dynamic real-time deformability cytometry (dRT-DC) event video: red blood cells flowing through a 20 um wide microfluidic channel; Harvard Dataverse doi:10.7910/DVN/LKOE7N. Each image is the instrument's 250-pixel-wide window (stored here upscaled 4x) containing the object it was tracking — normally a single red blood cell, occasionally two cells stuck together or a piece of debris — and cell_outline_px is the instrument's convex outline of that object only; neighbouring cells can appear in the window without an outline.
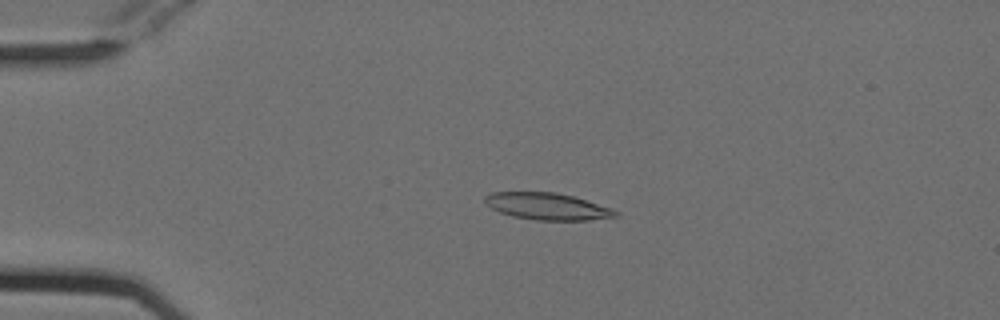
{"species": "Egyptian fruit bat (a non-hibernating species)", "species_latin": "Rousettus aegyptiacus", "temperature_condition": "cold", "stored_images_in_passage": 53, "camera_frame_rate_fps": 3000, "um_per_image_px": 0.085, "animal": {"sex": "female"}, "frame": {"image": 1, "passage_image": 12, "time_ms": 3.667, "image_size_px": [1000, 320], "cell_outline_px": [[620, 216], [588, 220], [536, 220], [512, 216], [500, 212], [484, 204], [484, 196], [492, 192], [556, 192], [572, 196], [612, 208], [620, 212]], "centroid_in_image_um": [46.52, 17.54], "position_along_channel_um": 38.5, "area_um2": 20.52}}
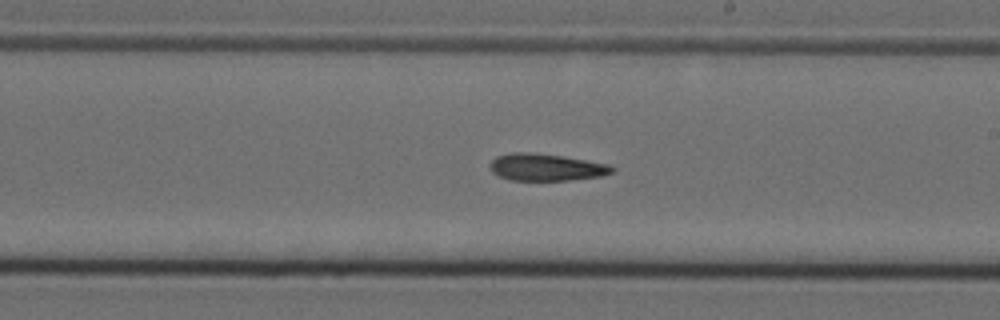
{"frame": {"image": 2, "passage_image": 31, "time_ms": 10.0, "image_size_px": [1000, 320], "cell_outline_px": [[616, 168], [612, 172], [600, 176], [568, 180], [508, 180], [492, 172], [492, 160], [496, 156], [512, 152], [532, 152], [560, 156], [608, 164]], "centroid_in_image_um": [46.41, 14.21], "position_along_channel_um": 242.6, "area_um2": 18.96}}
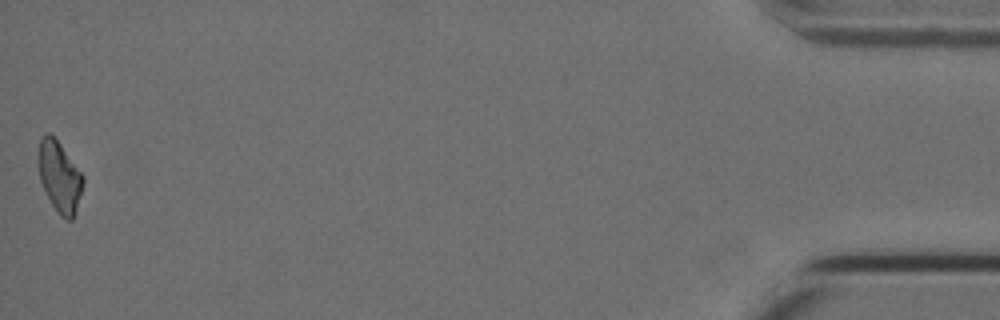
{"frame": {"image": 3, "passage_image": 53, "time_ms": 17.333, "image_size_px": [1000, 320], "cell_outline_px": [[84, 184], [76, 212], [72, 220], [68, 220], [60, 216], [52, 204], [40, 180], [36, 156], [40, 140], [44, 132], [48, 132], [60, 144], [84, 176]], "centroid_in_image_um": [5.05, 15.01], "position_along_channel_um": 430.2, "area_um2": 18.55}}